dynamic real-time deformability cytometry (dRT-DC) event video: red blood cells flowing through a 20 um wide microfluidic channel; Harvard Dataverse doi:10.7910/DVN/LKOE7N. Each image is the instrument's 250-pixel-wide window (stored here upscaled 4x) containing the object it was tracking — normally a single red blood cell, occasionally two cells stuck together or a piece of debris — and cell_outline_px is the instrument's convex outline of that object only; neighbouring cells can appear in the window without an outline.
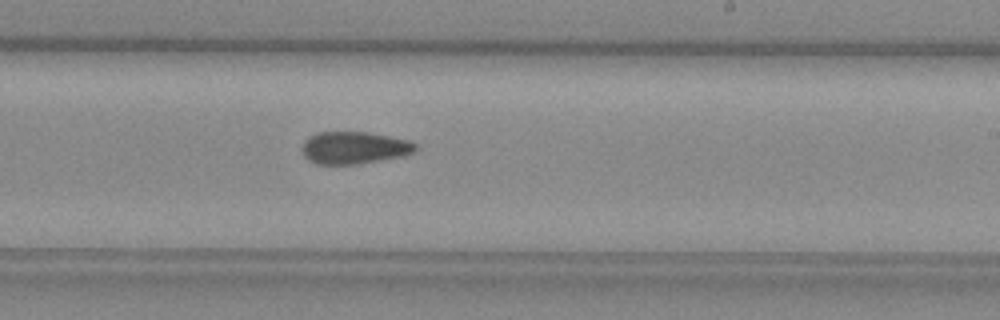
{"species": "common noctule bat (a hibernating species)", "species_latin": "Nyctalus noctula", "temperature_condition": "warm", "stored_images_in_passage": 36, "camera_frame_rate_fps": 3000, "um_per_image_px": 0.085, "animal": {"sex": "female", "body_mass_g": 29.2, "forearm_length_mm": 56.3}, "frame": {"image": 1, "passage_image": 16, "time_ms": 5.0, "image_size_px": [1000, 320], "cell_outline_px": [[416, 152], [400, 156], [380, 160], [356, 164], [316, 164], [308, 160], [304, 156], [300, 148], [304, 140], [308, 136], [316, 132], [368, 132], [408, 140], [416, 144]], "centroid_in_image_um": [30.04, 12.55], "position_along_channel_um": 259.0, "area_um2": 21.44}}
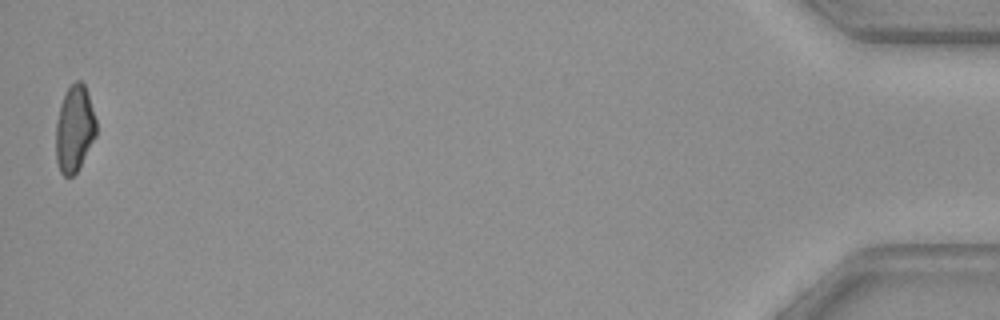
{"frame": {"image": 2, "passage_image": 36, "time_ms": 11.667, "image_size_px": [1000, 320], "cell_outline_px": [[96, 136], [76, 172], [72, 176], [64, 176], [60, 172], [56, 160], [56, 120], [60, 104], [68, 88], [76, 80], [80, 80], [84, 84], [96, 120]], "centroid_in_image_um": [6.31, 10.95], "position_along_channel_um": 428.9, "area_um2": 20.11}}